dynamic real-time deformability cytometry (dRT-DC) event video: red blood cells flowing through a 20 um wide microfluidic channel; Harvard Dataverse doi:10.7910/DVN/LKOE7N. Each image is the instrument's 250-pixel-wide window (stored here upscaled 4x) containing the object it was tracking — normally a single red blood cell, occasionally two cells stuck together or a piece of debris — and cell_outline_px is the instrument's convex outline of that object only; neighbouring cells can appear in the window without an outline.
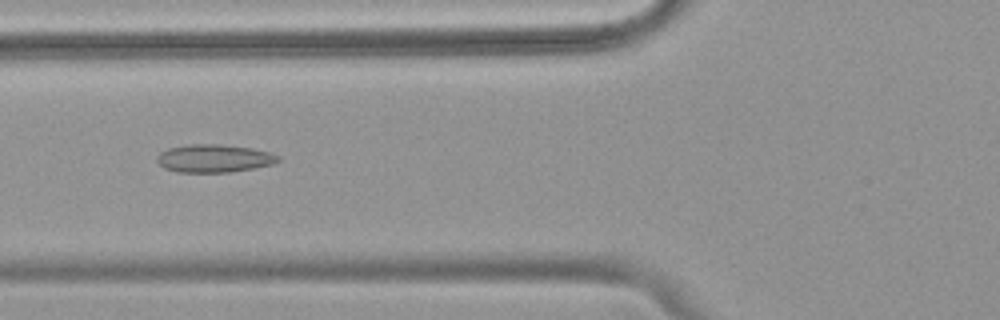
{"species": "common noctule bat (a hibernating species)", "species_latin": "Nyctalus noctula", "temperature_condition": "warm", "stored_images_in_passage": 52, "camera_frame_rate_fps": 3000, "um_per_image_px": 0.085, "animal": {"sex": "female", "body_mass_g": 18.4}, "frame": {"image": 1, "passage_image": 20, "time_ms": 6.333, "image_size_px": [1000, 320], "cell_outline_px": [[280, 160], [272, 164], [232, 172], [176, 172], [164, 168], [156, 160], [156, 156], [160, 152], [168, 148], [188, 144], [220, 144], [252, 148], [268, 152], [280, 156]], "centroid_in_image_um": [18.16, 13.46], "position_along_channel_um": 107.6, "area_um2": 19.77}}
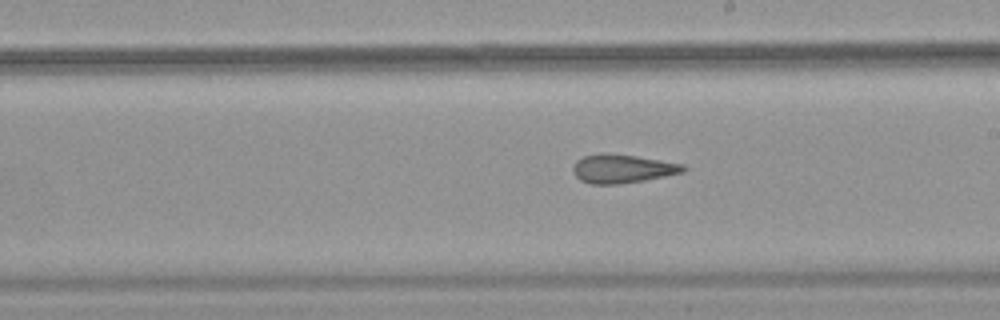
{"frame": {"image": 2, "passage_image": 30, "time_ms": 9.667, "image_size_px": [1000, 320], "cell_outline_px": [[688, 168], [684, 172], [644, 180], [616, 184], [592, 184], [580, 180], [572, 172], [572, 168], [576, 160], [584, 156], [600, 152], [608, 152], [636, 156], [684, 164]], "centroid_in_image_um": [52.88, 14.32], "position_along_channel_um": 236.1, "area_um2": 18.55}}
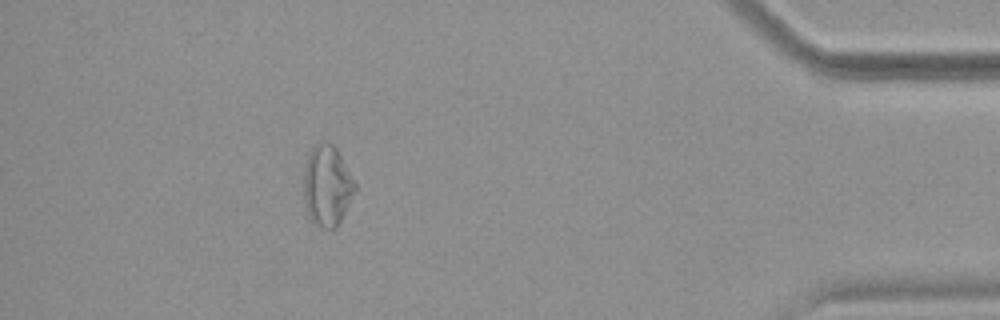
{"frame": {"image": 3, "passage_image": 47, "time_ms": 15.333, "image_size_px": [1000, 320], "cell_outline_px": [[356, 188], [336, 228], [320, 228], [308, 216], [304, 204], [304, 168], [308, 156], [312, 148], [316, 144], [332, 144], [336, 148], [356, 184]], "centroid_in_image_um": [27.78, 15.82], "position_along_channel_um": 407.4, "area_um2": 23.58}, "authors_computed_cell_mechanics": {"area_um2": 21.2993, "velocity_mm_per_s": 3.8666, "shape_relaxation_time_tau1_ms": null, "shape_relaxation_time_tau2_ms": 3.4652, "deformation_change_tau1": null, "deformation_change_tau2": 0.1234}}